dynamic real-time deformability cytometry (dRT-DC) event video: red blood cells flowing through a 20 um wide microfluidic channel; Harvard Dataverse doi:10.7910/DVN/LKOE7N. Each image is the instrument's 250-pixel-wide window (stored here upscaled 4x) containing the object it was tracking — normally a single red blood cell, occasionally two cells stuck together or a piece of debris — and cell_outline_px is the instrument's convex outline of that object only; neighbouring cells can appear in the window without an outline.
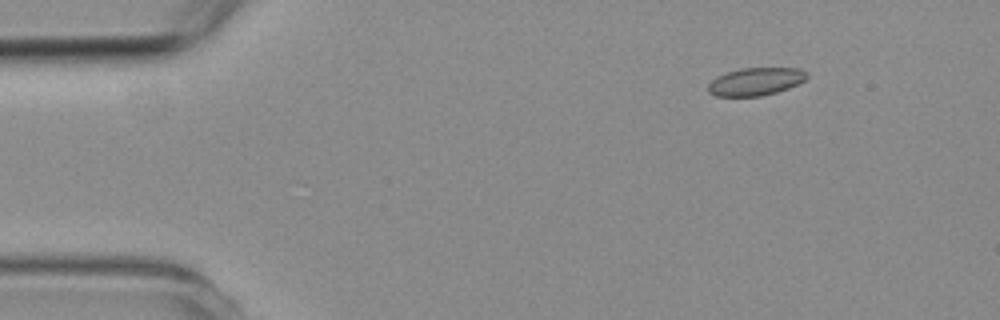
{"species": "common noctule bat (a hibernating species)", "species_latin": "Nyctalus noctula", "temperature_condition": "room temperature", "stored_images_in_passage": 5, "camera_frame_rate_fps": 3000, "um_per_image_px": 0.085, "animal": {"sex": "female", "body_mass_g": 19.3, "forearm_length_mm": 54.1}, "frame": {"image": 1, "passage_image": 2, "time_ms": 1.333, "image_size_px": [1000, 320], "cell_outline_px": [[808, 76], [804, 80], [788, 88], [776, 92], [760, 96], [716, 96], [708, 92], [708, 84], [716, 76], [728, 72], [744, 68], [796, 68], [808, 72]], "centroid_in_image_um": [64.21, 6.93], "position_along_channel_um": 20.8, "area_um2": 15.84}}
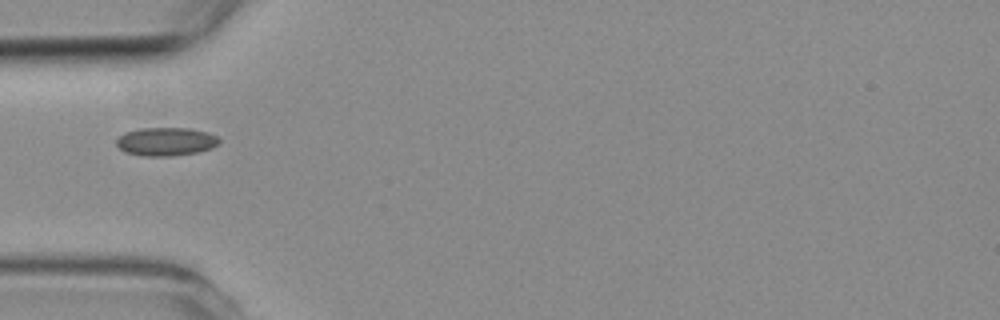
{"frame": {"image": 2, "passage_image": 5, "time_ms": 4.667, "image_size_px": [1000, 320], "cell_outline_px": [[220, 140], [212, 148], [196, 152], [172, 156], [144, 156], [124, 152], [116, 144], [116, 140], [124, 132], [140, 128], [188, 128], [208, 132], [216, 136]], "centroid_in_image_um": [14.07, 12.03], "position_along_channel_um": 70.9, "area_um2": 16.94}}